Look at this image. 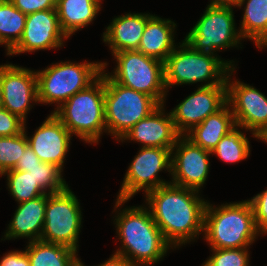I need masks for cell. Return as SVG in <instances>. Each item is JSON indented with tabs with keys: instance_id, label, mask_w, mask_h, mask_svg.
I'll return each mask as SVG.
<instances>
[{
	"instance_id": "cell-20",
	"label": "cell",
	"mask_w": 267,
	"mask_h": 266,
	"mask_svg": "<svg viewBox=\"0 0 267 266\" xmlns=\"http://www.w3.org/2000/svg\"><path fill=\"white\" fill-rule=\"evenodd\" d=\"M150 14L129 13L112 20L103 33V41L109 44L112 53L137 50Z\"/></svg>"
},
{
	"instance_id": "cell-39",
	"label": "cell",
	"mask_w": 267,
	"mask_h": 266,
	"mask_svg": "<svg viewBox=\"0 0 267 266\" xmlns=\"http://www.w3.org/2000/svg\"><path fill=\"white\" fill-rule=\"evenodd\" d=\"M2 106H3V93H2L1 83H0V108Z\"/></svg>"
},
{
	"instance_id": "cell-1",
	"label": "cell",
	"mask_w": 267,
	"mask_h": 266,
	"mask_svg": "<svg viewBox=\"0 0 267 266\" xmlns=\"http://www.w3.org/2000/svg\"><path fill=\"white\" fill-rule=\"evenodd\" d=\"M198 192L169 182L146 193L152 218L175 248L203 232L207 201L199 198Z\"/></svg>"
},
{
	"instance_id": "cell-2",
	"label": "cell",
	"mask_w": 267,
	"mask_h": 266,
	"mask_svg": "<svg viewBox=\"0 0 267 266\" xmlns=\"http://www.w3.org/2000/svg\"><path fill=\"white\" fill-rule=\"evenodd\" d=\"M115 220L116 232L123 243L115 253L136 266L157 263L172 247L146 207L125 208Z\"/></svg>"
},
{
	"instance_id": "cell-15",
	"label": "cell",
	"mask_w": 267,
	"mask_h": 266,
	"mask_svg": "<svg viewBox=\"0 0 267 266\" xmlns=\"http://www.w3.org/2000/svg\"><path fill=\"white\" fill-rule=\"evenodd\" d=\"M0 83L3 108L25 122L31 102L38 101V83L35 71L20 66L0 65Z\"/></svg>"
},
{
	"instance_id": "cell-22",
	"label": "cell",
	"mask_w": 267,
	"mask_h": 266,
	"mask_svg": "<svg viewBox=\"0 0 267 266\" xmlns=\"http://www.w3.org/2000/svg\"><path fill=\"white\" fill-rule=\"evenodd\" d=\"M236 127L234 115L226 103L185 135L195 145L212 152L218 142Z\"/></svg>"
},
{
	"instance_id": "cell-25",
	"label": "cell",
	"mask_w": 267,
	"mask_h": 266,
	"mask_svg": "<svg viewBox=\"0 0 267 266\" xmlns=\"http://www.w3.org/2000/svg\"><path fill=\"white\" fill-rule=\"evenodd\" d=\"M26 251L30 266H74L79 260L77 251L42 240L29 242Z\"/></svg>"
},
{
	"instance_id": "cell-12",
	"label": "cell",
	"mask_w": 267,
	"mask_h": 266,
	"mask_svg": "<svg viewBox=\"0 0 267 266\" xmlns=\"http://www.w3.org/2000/svg\"><path fill=\"white\" fill-rule=\"evenodd\" d=\"M228 73L227 103L232 107L236 126L252 131V135L261 139L267 133V97L253 86L240 81L230 83L232 72Z\"/></svg>"
},
{
	"instance_id": "cell-23",
	"label": "cell",
	"mask_w": 267,
	"mask_h": 266,
	"mask_svg": "<svg viewBox=\"0 0 267 266\" xmlns=\"http://www.w3.org/2000/svg\"><path fill=\"white\" fill-rule=\"evenodd\" d=\"M101 0H57L56 11L61 30L69 38L92 22L100 10Z\"/></svg>"
},
{
	"instance_id": "cell-27",
	"label": "cell",
	"mask_w": 267,
	"mask_h": 266,
	"mask_svg": "<svg viewBox=\"0 0 267 266\" xmlns=\"http://www.w3.org/2000/svg\"><path fill=\"white\" fill-rule=\"evenodd\" d=\"M248 138L236 126L218 142L211 152L227 163H236L249 156L250 145Z\"/></svg>"
},
{
	"instance_id": "cell-5",
	"label": "cell",
	"mask_w": 267,
	"mask_h": 266,
	"mask_svg": "<svg viewBox=\"0 0 267 266\" xmlns=\"http://www.w3.org/2000/svg\"><path fill=\"white\" fill-rule=\"evenodd\" d=\"M174 49L164 61V83L166 90L172 85L207 81L200 87L227 85L228 73L234 65L215 54L193 50L186 42ZM211 80V82H209Z\"/></svg>"
},
{
	"instance_id": "cell-10",
	"label": "cell",
	"mask_w": 267,
	"mask_h": 266,
	"mask_svg": "<svg viewBox=\"0 0 267 266\" xmlns=\"http://www.w3.org/2000/svg\"><path fill=\"white\" fill-rule=\"evenodd\" d=\"M79 205L77 197L68 186L58 193L49 194L41 240L77 251L82 222Z\"/></svg>"
},
{
	"instance_id": "cell-9",
	"label": "cell",
	"mask_w": 267,
	"mask_h": 266,
	"mask_svg": "<svg viewBox=\"0 0 267 266\" xmlns=\"http://www.w3.org/2000/svg\"><path fill=\"white\" fill-rule=\"evenodd\" d=\"M241 38L240 31L235 29L232 6L209 4L184 42L195 51L214 54L237 46Z\"/></svg>"
},
{
	"instance_id": "cell-17",
	"label": "cell",
	"mask_w": 267,
	"mask_h": 266,
	"mask_svg": "<svg viewBox=\"0 0 267 266\" xmlns=\"http://www.w3.org/2000/svg\"><path fill=\"white\" fill-rule=\"evenodd\" d=\"M27 140L42 162L56 165L63 171L71 133L53 113L38 127L32 138L27 136Z\"/></svg>"
},
{
	"instance_id": "cell-6",
	"label": "cell",
	"mask_w": 267,
	"mask_h": 266,
	"mask_svg": "<svg viewBox=\"0 0 267 266\" xmlns=\"http://www.w3.org/2000/svg\"><path fill=\"white\" fill-rule=\"evenodd\" d=\"M106 65L107 63L102 62L79 64L66 61L36 71L38 101L45 104L58 103L57 108H59L75 93L94 83Z\"/></svg>"
},
{
	"instance_id": "cell-38",
	"label": "cell",
	"mask_w": 267,
	"mask_h": 266,
	"mask_svg": "<svg viewBox=\"0 0 267 266\" xmlns=\"http://www.w3.org/2000/svg\"><path fill=\"white\" fill-rule=\"evenodd\" d=\"M239 0H211L210 5L236 6Z\"/></svg>"
},
{
	"instance_id": "cell-36",
	"label": "cell",
	"mask_w": 267,
	"mask_h": 266,
	"mask_svg": "<svg viewBox=\"0 0 267 266\" xmlns=\"http://www.w3.org/2000/svg\"><path fill=\"white\" fill-rule=\"evenodd\" d=\"M41 163L42 161L33 152L31 147L28 146L22 153V156L19 158L14 170L26 171V168H33Z\"/></svg>"
},
{
	"instance_id": "cell-18",
	"label": "cell",
	"mask_w": 267,
	"mask_h": 266,
	"mask_svg": "<svg viewBox=\"0 0 267 266\" xmlns=\"http://www.w3.org/2000/svg\"><path fill=\"white\" fill-rule=\"evenodd\" d=\"M163 104L135 124L121 140L137 141L141 147L172 149L181 136L175 128L171 113L165 115Z\"/></svg>"
},
{
	"instance_id": "cell-35",
	"label": "cell",
	"mask_w": 267,
	"mask_h": 266,
	"mask_svg": "<svg viewBox=\"0 0 267 266\" xmlns=\"http://www.w3.org/2000/svg\"><path fill=\"white\" fill-rule=\"evenodd\" d=\"M0 266H30L27 251H11L0 260Z\"/></svg>"
},
{
	"instance_id": "cell-16",
	"label": "cell",
	"mask_w": 267,
	"mask_h": 266,
	"mask_svg": "<svg viewBox=\"0 0 267 266\" xmlns=\"http://www.w3.org/2000/svg\"><path fill=\"white\" fill-rule=\"evenodd\" d=\"M63 38L56 9L37 11L27 15L25 28L18 44L7 54H19L62 47Z\"/></svg>"
},
{
	"instance_id": "cell-24",
	"label": "cell",
	"mask_w": 267,
	"mask_h": 266,
	"mask_svg": "<svg viewBox=\"0 0 267 266\" xmlns=\"http://www.w3.org/2000/svg\"><path fill=\"white\" fill-rule=\"evenodd\" d=\"M246 2V3H245ZM244 8L240 34L254 40L257 47H267V0H239L237 7Z\"/></svg>"
},
{
	"instance_id": "cell-41",
	"label": "cell",
	"mask_w": 267,
	"mask_h": 266,
	"mask_svg": "<svg viewBox=\"0 0 267 266\" xmlns=\"http://www.w3.org/2000/svg\"><path fill=\"white\" fill-rule=\"evenodd\" d=\"M260 140L265 141L267 143V133Z\"/></svg>"
},
{
	"instance_id": "cell-13",
	"label": "cell",
	"mask_w": 267,
	"mask_h": 266,
	"mask_svg": "<svg viewBox=\"0 0 267 266\" xmlns=\"http://www.w3.org/2000/svg\"><path fill=\"white\" fill-rule=\"evenodd\" d=\"M210 154L212 153L195 145L185 135L180 136L171 149L170 183L199 191L208 176Z\"/></svg>"
},
{
	"instance_id": "cell-31",
	"label": "cell",
	"mask_w": 267,
	"mask_h": 266,
	"mask_svg": "<svg viewBox=\"0 0 267 266\" xmlns=\"http://www.w3.org/2000/svg\"><path fill=\"white\" fill-rule=\"evenodd\" d=\"M212 250L213 255L202 266H249L247 247Z\"/></svg>"
},
{
	"instance_id": "cell-19",
	"label": "cell",
	"mask_w": 267,
	"mask_h": 266,
	"mask_svg": "<svg viewBox=\"0 0 267 266\" xmlns=\"http://www.w3.org/2000/svg\"><path fill=\"white\" fill-rule=\"evenodd\" d=\"M49 193L35 199L19 203L9 224L5 239L30 238L29 242L41 240L44 227L45 208Z\"/></svg>"
},
{
	"instance_id": "cell-11",
	"label": "cell",
	"mask_w": 267,
	"mask_h": 266,
	"mask_svg": "<svg viewBox=\"0 0 267 266\" xmlns=\"http://www.w3.org/2000/svg\"><path fill=\"white\" fill-rule=\"evenodd\" d=\"M165 169L171 172V149L141 147L126 172L115 208L121 207L142 189L147 193L169 184L158 178V172Z\"/></svg>"
},
{
	"instance_id": "cell-37",
	"label": "cell",
	"mask_w": 267,
	"mask_h": 266,
	"mask_svg": "<svg viewBox=\"0 0 267 266\" xmlns=\"http://www.w3.org/2000/svg\"><path fill=\"white\" fill-rule=\"evenodd\" d=\"M98 266H136L132 264L128 259L119 254H113L111 258Z\"/></svg>"
},
{
	"instance_id": "cell-32",
	"label": "cell",
	"mask_w": 267,
	"mask_h": 266,
	"mask_svg": "<svg viewBox=\"0 0 267 266\" xmlns=\"http://www.w3.org/2000/svg\"><path fill=\"white\" fill-rule=\"evenodd\" d=\"M25 122L3 107L0 108V137L15 136L23 132Z\"/></svg>"
},
{
	"instance_id": "cell-33",
	"label": "cell",
	"mask_w": 267,
	"mask_h": 266,
	"mask_svg": "<svg viewBox=\"0 0 267 266\" xmlns=\"http://www.w3.org/2000/svg\"><path fill=\"white\" fill-rule=\"evenodd\" d=\"M254 211L258 233H267V189L249 200Z\"/></svg>"
},
{
	"instance_id": "cell-8",
	"label": "cell",
	"mask_w": 267,
	"mask_h": 266,
	"mask_svg": "<svg viewBox=\"0 0 267 266\" xmlns=\"http://www.w3.org/2000/svg\"><path fill=\"white\" fill-rule=\"evenodd\" d=\"M117 66L109 77L116 83L153 97L164 105L166 87L164 62L147 56L138 50H126L112 54Z\"/></svg>"
},
{
	"instance_id": "cell-7",
	"label": "cell",
	"mask_w": 267,
	"mask_h": 266,
	"mask_svg": "<svg viewBox=\"0 0 267 266\" xmlns=\"http://www.w3.org/2000/svg\"><path fill=\"white\" fill-rule=\"evenodd\" d=\"M159 106L153 97L116 83L105 73L106 130L119 141Z\"/></svg>"
},
{
	"instance_id": "cell-29",
	"label": "cell",
	"mask_w": 267,
	"mask_h": 266,
	"mask_svg": "<svg viewBox=\"0 0 267 266\" xmlns=\"http://www.w3.org/2000/svg\"><path fill=\"white\" fill-rule=\"evenodd\" d=\"M23 132L10 137H0V176L15 168L24 150L29 146L26 129Z\"/></svg>"
},
{
	"instance_id": "cell-30",
	"label": "cell",
	"mask_w": 267,
	"mask_h": 266,
	"mask_svg": "<svg viewBox=\"0 0 267 266\" xmlns=\"http://www.w3.org/2000/svg\"><path fill=\"white\" fill-rule=\"evenodd\" d=\"M26 171L45 192L48 190L49 194L58 193L68 186L62 177V170L56 165L42 162L33 168H26Z\"/></svg>"
},
{
	"instance_id": "cell-14",
	"label": "cell",
	"mask_w": 267,
	"mask_h": 266,
	"mask_svg": "<svg viewBox=\"0 0 267 266\" xmlns=\"http://www.w3.org/2000/svg\"><path fill=\"white\" fill-rule=\"evenodd\" d=\"M227 103V85L199 87L170 113L178 133L186 135Z\"/></svg>"
},
{
	"instance_id": "cell-3",
	"label": "cell",
	"mask_w": 267,
	"mask_h": 266,
	"mask_svg": "<svg viewBox=\"0 0 267 266\" xmlns=\"http://www.w3.org/2000/svg\"><path fill=\"white\" fill-rule=\"evenodd\" d=\"M203 232L211 249L248 247L259 234L250 201L226 203L219 208L207 202Z\"/></svg>"
},
{
	"instance_id": "cell-21",
	"label": "cell",
	"mask_w": 267,
	"mask_h": 266,
	"mask_svg": "<svg viewBox=\"0 0 267 266\" xmlns=\"http://www.w3.org/2000/svg\"><path fill=\"white\" fill-rule=\"evenodd\" d=\"M175 27L176 24L169 19L152 16L146 22L137 50L164 62L176 48L173 40Z\"/></svg>"
},
{
	"instance_id": "cell-34",
	"label": "cell",
	"mask_w": 267,
	"mask_h": 266,
	"mask_svg": "<svg viewBox=\"0 0 267 266\" xmlns=\"http://www.w3.org/2000/svg\"><path fill=\"white\" fill-rule=\"evenodd\" d=\"M57 0H10V2L26 15L37 11L56 9Z\"/></svg>"
},
{
	"instance_id": "cell-4",
	"label": "cell",
	"mask_w": 267,
	"mask_h": 266,
	"mask_svg": "<svg viewBox=\"0 0 267 266\" xmlns=\"http://www.w3.org/2000/svg\"><path fill=\"white\" fill-rule=\"evenodd\" d=\"M105 69L86 89L75 93L53 114L69 132L87 143L99 142L105 124Z\"/></svg>"
},
{
	"instance_id": "cell-26",
	"label": "cell",
	"mask_w": 267,
	"mask_h": 266,
	"mask_svg": "<svg viewBox=\"0 0 267 266\" xmlns=\"http://www.w3.org/2000/svg\"><path fill=\"white\" fill-rule=\"evenodd\" d=\"M26 17L10 0H0V45L5 44L7 54L20 41Z\"/></svg>"
},
{
	"instance_id": "cell-40",
	"label": "cell",
	"mask_w": 267,
	"mask_h": 266,
	"mask_svg": "<svg viewBox=\"0 0 267 266\" xmlns=\"http://www.w3.org/2000/svg\"><path fill=\"white\" fill-rule=\"evenodd\" d=\"M74 266H85L83 263L80 261V259L75 263Z\"/></svg>"
},
{
	"instance_id": "cell-28",
	"label": "cell",
	"mask_w": 267,
	"mask_h": 266,
	"mask_svg": "<svg viewBox=\"0 0 267 266\" xmlns=\"http://www.w3.org/2000/svg\"><path fill=\"white\" fill-rule=\"evenodd\" d=\"M4 174L7 175L9 191L18 203L47 194L27 171L12 169L2 175Z\"/></svg>"
}]
</instances>
